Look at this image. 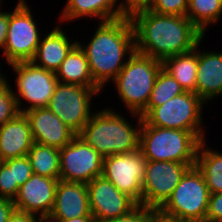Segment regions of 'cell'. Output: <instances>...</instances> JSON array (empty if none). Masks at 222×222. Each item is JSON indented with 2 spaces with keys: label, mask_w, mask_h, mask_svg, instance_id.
Segmentation results:
<instances>
[{
  "label": "cell",
  "mask_w": 222,
  "mask_h": 222,
  "mask_svg": "<svg viewBox=\"0 0 222 222\" xmlns=\"http://www.w3.org/2000/svg\"><path fill=\"white\" fill-rule=\"evenodd\" d=\"M135 34V51L163 62L192 51L205 35L187 16L161 15L149 9L130 17Z\"/></svg>",
  "instance_id": "cell-1"
},
{
  "label": "cell",
  "mask_w": 222,
  "mask_h": 222,
  "mask_svg": "<svg viewBox=\"0 0 222 222\" xmlns=\"http://www.w3.org/2000/svg\"><path fill=\"white\" fill-rule=\"evenodd\" d=\"M87 43L77 40L85 53L94 82L104 91L135 52V34L130 17L98 22Z\"/></svg>",
  "instance_id": "cell-2"
},
{
  "label": "cell",
  "mask_w": 222,
  "mask_h": 222,
  "mask_svg": "<svg viewBox=\"0 0 222 222\" xmlns=\"http://www.w3.org/2000/svg\"><path fill=\"white\" fill-rule=\"evenodd\" d=\"M106 106L92 114L78 136L103 158L138 150L143 118L134 113L124 116L121 110ZM128 115L136 122L128 120Z\"/></svg>",
  "instance_id": "cell-3"
},
{
  "label": "cell",
  "mask_w": 222,
  "mask_h": 222,
  "mask_svg": "<svg viewBox=\"0 0 222 222\" xmlns=\"http://www.w3.org/2000/svg\"><path fill=\"white\" fill-rule=\"evenodd\" d=\"M162 62L150 56L134 52L116 78L112 81L117 98L123 103L125 113L141 115L148 104Z\"/></svg>",
  "instance_id": "cell-4"
},
{
  "label": "cell",
  "mask_w": 222,
  "mask_h": 222,
  "mask_svg": "<svg viewBox=\"0 0 222 222\" xmlns=\"http://www.w3.org/2000/svg\"><path fill=\"white\" fill-rule=\"evenodd\" d=\"M202 141L192 131L151 126L143 120L139 149L148 161L195 163Z\"/></svg>",
  "instance_id": "cell-5"
},
{
  "label": "cell",
  "mask_w": 222,
  "mask_h": 222,
  "mask_svg": "<svg viewBox=\"0 0 222 222\" xmlns=\"http://www.w3.org/2000/svg\"><path fill=\"white\" fill-rule=\"evenodd\" d=\"M209 197L203 175L196 166H192L157 212L166 218L181 222H205Z\"/></svg>",
  "instance_id": "cell-6"
},
{
  "label": "cell",
  "mask_w": 222,
  "mask_h": 222,
  "mask_svg": "<svg viewBox=\"0 0 222 222\" xmlns=\"http://www.w3.org/2000/svg\"><path fill=\"white\" fill-rule=\"evenodd\" d=\"M206 103L195 93H181L161 106L154 107L143 120L151 126L181 129L207 139L202 113Z\"/></svg>",
  "instance_id": "cell-7"
},
{
  "label": "cell",
  "mask_w": 222,
  "mask_h": 222,
  "mask_svg": "<svg viewBox=\"0 0 222 222\" xmlns=\"http://www.w3.org/2000/svg\"><path fill=\"white\" fill-rule=\"evenodd\" d=\"M15 4L14 8L9 10L6 44L4 52L1 53L8 65L31 61L43 35L28 1L18 0Z\"/></svg>",
  "instance_id": "cell-8"
},
{
  "label": "cell",
  "mask_w": 222,
  "mask_h": 222,
  "mask_svg": "<svg viewBox=\"0 0 222 222\" xmlns=\"http://www.w3.org/2000/svg\"><path fill=\"white\" fill-rule=\"evenodd\" d=\"M8 66L11 67L13 76H16L12 91L19 112L47 107L59 82L55 72L40 68L31 61L16 62Z\"/></svg>",
  "instance_id": "cell-9"
},
{
  "label": "cell",
  "mask_w": 222,
  "mask_h": 222,
  "mask_svg": "<svg viewBox=\"0 0 222 222\" xmlns=\"http://www.w3.org/2000/svg\"><path fill=\"white\" fill-rule=\"evenodd\" d=\"M101 92L105 91L101 88L58 82L47 107L78 135L96 111L92 103Z\"/></svg>",
  "instance_id": "cell-10"
},
{
  "label": "cell",
  "mask_w": 222,
  "mask_h": 222,
  "mask_svg": "<svg viewBox=\"0 0 222 222\" xmlns=\"http://www.w3.org/2000/svg\"><path fill=\"white\" fill-rule=\"evenodd\" d=\"M192 166H195V163L147 160L140 205L158 211Z\"/></svg>",
  "instance_id": "cell-11"
},
{
  "label": "cell",
  "mask_w": 222,
  "mask_h": 222,
  "mask_svg": "<svg viewBox=\"0 0 222 222\" xmlns=\"http://www.w3.org/2000/svg\"><path fill=\"white\" fill-rule=\"evenodd\" d=\"M147 160L140 149L104 157L102 176L137 204L142 200V183Z\"/></svg>",
  "instance_id": "cell-12"
},
{
  "label": "cell",
  "mask_w": 222,
  "mask_h": 222,
  "mask_svg": "<svg viewBox=\"0 0 222 222\" xmlns=\"http://www.w3.org/2000/svg\"><path fill=\"white\" fill-rule=\"evenodd\" d=\"M103 157L76 135L60 149V180L88 184L103 174Z\"/></svg>",
  "instance_id": "cell-13"
},
{
  "label": "cell",
  "mask_w": 222,
  "mask_h": 222,
  "mask_svg": "<svg viewBox=\"0 0 222 222\" xmlns=\"http://www.w3.org/2000/svg\"><path fill=\"white\" fill-rule=\"evenodd\" d=\"M90 213L96 222H105L123 216L138 204L103 176L87 184Z\"/></svg>",
  "instance_id": "cell-14"
},
{
  "label": "cell",
  "mask_w": 222,
  "mask_h": 222,
  "mask_svg": "<svg viewBox=\"0 0 222 222\" xmlns=\"http://www.w3.org/2000/svg\"><path fill=\"white\" fill-rule=\"evenodd\" d=\"M60 179L32 174V176L19 187L13 202L15 209L38 216L50 215L54 205L55 191Z\"/></svg>",
  "instance_id": "cell-15"
},
{
  "label": "cell",
  "mask_w": 222,
  "mask_h": 222,
  "mask_svg": "<svg viewBox=\"0 0 222 222\" xmlns=\"http://www.w3.org/2000/svg\"><path fill=\"white\" fill-rule=\"evenodd\" d=\"M24 114L35 143L60 150L76 136L48 107L34 108Z\"/></svg>",
  "instance_id": "cell-16"
},
{
  "label": "cell",
  "mask_w": 222,
  "mask_h": 222,
  "mask_svg": "<svg viewBox=\"0 0 222 222\" xmlns=\"http://www.w3.org/2000/svg\"><path fill=\"white\" fill-rule=\"evenodd\" d=\"M203 40L205 37L198 43L196 94L209 107L210 101L222 97V51L216 52L211 48L200 50Z\"/></svg>",
  "instance_id": "cell-17"
},
{
  "label": "cell",
  "mask_w": 222,
  "mask_h": 222,
  "mask_svg": "<svg viewBox=\"0 0 222 222\" xmlns=\"http://www.w3.org/2000/svg\"><path fill=\"white\" fill-rule=\"evenodd\" d=\"M49 216L54 220L93 216L90 213L87 184L59 180Z\"/></svg>",
  "instance_id": "cell-18"
},
{
  "label": "cell",
  "mask_w": 222,
  "mask_h": 222,
  "mask_svg": "<svg viewBox=\"0 0 222 222\" xmlns=\"http://www.w3.org/2000/svg\"><path fill=\"white\" fill-rule=\"evenodd\" d=\"M67 30L61 23H57L51 30H47L49 32L42 31L43 35L31 62L40 68L56 72L67 54L77 44V39H71Z\"/></svg>",
  "instance_id": "cell-19"
},
{
  "label": "cell",
  "mask_w": 222,
  "mask_h": 222,
  "mask_svg": "<svg viewBox=\"0 0 222 222\" xmlns=\"http://www.w3.org/2000/svg\"><path fill=\"white\" fill-rule=\"evenodd\" d=\"M85 18L97 22L120 19L119 0H66L58 20L63 25Z\"/></svg>",
  "instance_id": "cell-20"
},
{
  "label": "cell",
  "mask_w": 222,
  "mask_h": 222,
  "mask_svg": "<svg viewBox=\"0 0 222 222\" xmlns=\"http://www.w3.org/2000/svg\"><path fill=\"white\" fill-rule=\"evenodd\" d=\"M34 141L24 113L0 126V161L27 156Z\"/></svg>",
  "instance_id": "cell-21"
},
{
  "label": "cell",
  "mask_w": 222,
  "mask_h": 222,
  "mask_svg": "<svg viewBox=\"0 0 222 222\" xmlns=\"http://www.w3.org/2000/svg\"><path fill=\"white\" fill-rule=\"evenodd\" d=\"M55 75L60 83L100 88L94 82L88 60L78 44L67 54Z\"/></svg>",
  "instance_id": "cell-22"
},
{
  "label": "cell",
  "mask_w": 222,
  "mask_h": 222,
  "mask_svg": "<svg viewBox=\"0 0 222 222\" xmlns=\"http://www.w3.org/2000/svg\"><path fill=\"white\" fill-rule=\"evenodd\" d=\"M162 65L185 91L196 94L198 44L192 51L166 58Z\"/></svg>",
  "instance_id": "cell-23"
},
{
  "label": "cell",
  "mask_w": 222,
  "mask_h": 222,
  "mask_svg": "<svg viewBox=\"0 0 222 222\" xmlns=\"http://www.w3.org/2000/svg\"><path fill=\"white\" fill-rule=\"evenodd\" d=\"M203 140L197 152L195 166L203 175L210 194L222 192V151L213 149Z\"/></svg>",
  "instance_id": "cell-24"
},
{
  "label": "cell",
  "mask_w": 222,
  "mask_h": 222,
  "mask_svg": "<svg viewBox=\"0 0 222 222\" xmlns=\"http://www.w3.org/2000/svg\"><path fill=\"white\" fill-rule=\"evenodd\" d=\"M186 16L207 36V28L222 19V0H188Z\"/></svg>",
  "instance_id": "cell-25"
},
{
  "label": "cell",
  "mask_w": 222,
  "mask_h": 222,
  "mask_svg": "<svg viewBox=\"0 0 222 222\" xmlns=\"http://www.w3.org/2000/svg\"><path fill=\"white\" fill-rule=\"evenodd\" d=\"M27 157L33 166V173L50 178H60V150L33 143Z\"/></svg>",
  "instance_id": "cell-26"
},
{
  "label": "cell",
  "mask_w": 222,
  "mask_h": 222,
  "mask_svg": "<svg viewBox=\"0 0 222 222\" xmlns=\"http://www.w3.org/2000/svg\"><path fill=\"white\" fill-rule=\"evenodd\" d=\"M185 90L163 67L155 80L145 111L140 115L144 118L154 107L161 106Z\"/></svg>",
  "instance_id": "cell-27"
},
{
  "label": "cell",
  "mask_w": 222,
  "mask_h": 222,
  "mask_svg": "<svg viewBox=\"0 0 222 222\" xmlns=\"http://www.w3.org/2000/svg\"><path fill=\"white\" fill-rule=\"evenodd\" d=\"M8 78V76H4L0 80V126L20 114L17 100L12 91V80Z\"/></svg>",
  "instance_id": "cell-28"
},
{
  "label": "cell",
  "mask_w": 222,
  "mask_h": 222,
  "mask_svg": "<svg viewBox=\"0 0 222 222\" xmlns=\"http://www.w3.org/2000/svg\"><path fill=\"white\" fill-rule=\"evenodd\" d=\"M12 169L13 185H23L33 174V166L27 156L3 161Z\"/></svg>",
  "instance_id": "cell-29"
},
{
  "label": "cell",
  "mask_w": 222,
  "mask_h": 222,
  "mask_svg": "<svg viewBox=\"0 0 222 222\" xmlns=\"http://www.w3.org/2000/svg\"><path fill=\"white\" fill-rule=\"evenodd\" d=\"M188 0H152L149 10L161 15L186 16Z\"/></svg>",
  "instance_id": "cell-30"
},
{
  "label": "cell",
  "mask_w": 222,
  "mask_h": 222,
  "mask_svg": "<svg viewBox=\"0 0 222 222\" xmlns=\"http://www.w3.org/2000/svg\"><path fill=\"white\" fill-rule=\"evenodd\" d=\"M19 185H13L12 169L0 162V197L14 200L19 191Z\"/></svg>",
  "instance_id": "cell-31"
},
{
  "label": "cell",
  "mask_w": 222,
  "mask_h": 222,
  "mask_svg": "<svg viewBox=\"0 0 222 222\" xmlns=\"http://www.w3.org/2000/svg\"><path fill=\"white\" fill-rule=\"evenodd\" d=\"M156 210L138 204L129 213L105 222H151Z\"/></svg>",
  "instance_id": "cell-32"
},
{
  "label": "cell",
  "mask_w": 222,
  "mask_h": 222,
  "mask_svg": "<svg viewBox=\"0 0 222 222\" xmlns=\"http://www.w3.org/2000/svg\"><path fill=\"white\" fill-rule=\"evenodd\" d=\"M205 222H222V192L210 194Z\"/></svg>",
  "instance_id": "cell-33"
},
{
  "label": "cell",
  "mask_w": 222,
  "mask_h": 222,
  "mask_svg": "<svg viewBox=\"0 0 222 222\" xmlns=\"http://www.w3.org/2000/svg\"><path fill=\"white\" fill-rule=\"evenodd\" d=\"M152 0H119L120 18L131 17L134 13L149 9Z\"/></svg>",
  "instance_id": "cell-34"
},
{
  "label": "cell",
  "mask_w": 222,
  "mask_h": 222,
  "mask_svg": "<svg viewBox=\"0 0 222 222\" xmlns=\"http://www.w3.org/2000/svg\"><path fill=\"white\" fill-rule=\"evenodd\" d=\"M2 2L0 3V52L1 50L4 52V47L6 44V37L8 32V25H9V9L8 11H3Z\"/></svg>",
  "instance_id": "cell-35"
},
{
  "label": "cell",
  "mask_w": 222,
  "mask_h": 222,
  "mask_svg": "<svg viewBox=\"0 0 222 222\" xmlns=\"http://www.w3.org/2000/svg\"><path fill=\"white\" fill-rule=\"evenodd\" d=\"M14 210L15 205L13 200L0 197V222H7Z\"/></svg>",
  "instance_id": "cell-36"
},
{
  "label": "cell",
  "mask_w": 222,
  "mask_h": 222,
  "mask_svg": "<svg viewBox=\"0 0 222 222\" xmlns=\"http://www.w3.org/2000/svg\"><path fill=\"white\" fill-rule=\"evenodd\" d=\"M38 215L14 210L7 222H34Z\"/></svg>",
  "instance_id": "cell-37"
},
{
  "label": "cell",
  "mask_w": 222,
  "mask_h": 222,
  "mask_svg": "<svg viewBox=\"0 0 222 222\" xmlns=\"http://www.w3.org/2000/svg\"><path fill=\"white\" fill-rule=\"evenodd\" d=\"M56 222H96L93 216L76 217L67 220H54Z\"/></svg>",
  "instance_id": "cell-38"
},
{
  "label": "cell",
  "mask_w": 222,
  "mask_h": 222,
  "mask_svg": "<svg viewBox=\"0 0 222 222\" xmlns=\"http://www.w3.org/2000/svg\"><path fill=\"white\" fill-rule=\"evenodd\" d=\"M151 222H181L173 219L166 218L156 212L151 220Z\"/></svg>",
  "instance_id": "cell-39"
},
{
  "label": "cell",
  "mask_w": 222,
  "mask_h": 222,
  "mask_svg": "<svg viewBox=\"0 0 222 222\" xmlns=\"http://www.w3.org/2000/svg\"><path fill=\"white\" fill-rule=\"evenodd\" d=\"M34 222H56V221H54V219L49 215H41L37 216Z\"/></svg>",
  "instance_id": "cell-40"
},
{
  "label": "cell",
  "mask_w": 222,
  "mask_h": 222,
  "mask_svg": "<svg viewBox=\"0 0 222 222\" xmlns=\"http://www.w3.org/2000/svg\"><path fill=\"white\" fill-rule=\"evenodd\" d=\"M2 67L3 66H1V64H0V80L5 76V74H4L5 72L2 71Z\"/></svg>",
  "instance_id": "cell-41"
}]
</instances>
